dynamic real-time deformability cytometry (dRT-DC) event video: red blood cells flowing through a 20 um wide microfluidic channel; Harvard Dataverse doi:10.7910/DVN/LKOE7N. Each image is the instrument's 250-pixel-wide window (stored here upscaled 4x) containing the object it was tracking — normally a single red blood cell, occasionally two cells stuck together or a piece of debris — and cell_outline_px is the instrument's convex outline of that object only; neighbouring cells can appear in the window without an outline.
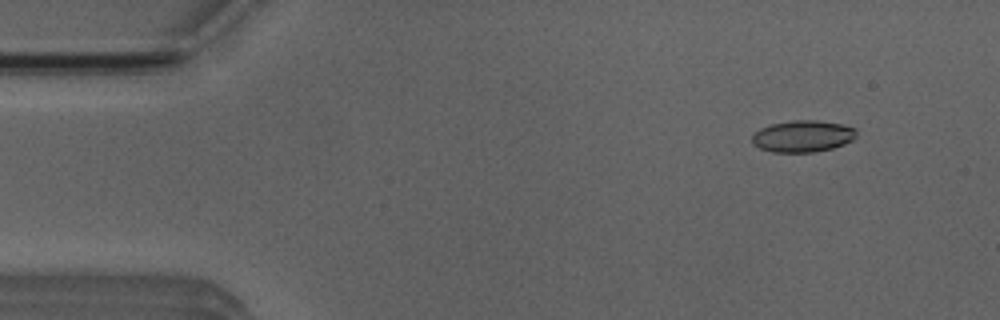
{"species": "Egyptian fruit bat (a non-hibernating species)", "species_latin": "Rousettus aegyptiacus", "temperature_condition": "room temperature", "stored_images_in_passage": 7, "camera_frame_rate_fps": 3000, "um_per_image_px": 0.085, "animal": {"sex": "male"}, "frame": {"image": 1, "passage_image": 2, "time_ms": 1.0, "image_size_px": [1000, 320], "cell_outline_px": [[856, 136], [852, 140], [844, 144], [832, 148], [812, 152], [772, 152], [760, 148], [752, 144], [752, 132], [760, 128], [772, 124], [792, 120], [816, 120], [840, 124], [856, 128]], "centroid_in_image_um": [68.2, 11.57], "position_along_channel_um": 16.8, "area_um2": 19.31}}
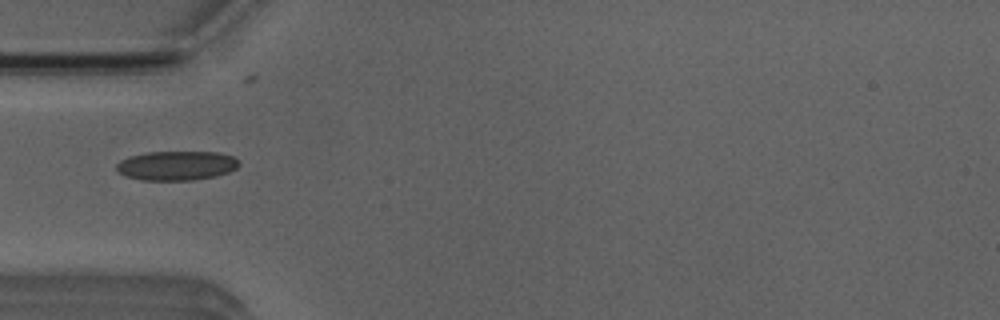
{"frame": {"image": 2, "passage_image": 5, "time_ms": 4.667, "image_size_px": [1000, 320], "cell_outline_px": [[240, 164], [236, 168], [228, 172], [216, 176], [192, 180], [140, 180], [124, 176], [116, 168], [116, 164], [120, 160], [128, 156], [148, 152], [216, 152], [232, 156]], "centroid_in_image_um": [14.97, 14.08], "position_along_channel_um": 70.0, "area_um2": 20.92}}